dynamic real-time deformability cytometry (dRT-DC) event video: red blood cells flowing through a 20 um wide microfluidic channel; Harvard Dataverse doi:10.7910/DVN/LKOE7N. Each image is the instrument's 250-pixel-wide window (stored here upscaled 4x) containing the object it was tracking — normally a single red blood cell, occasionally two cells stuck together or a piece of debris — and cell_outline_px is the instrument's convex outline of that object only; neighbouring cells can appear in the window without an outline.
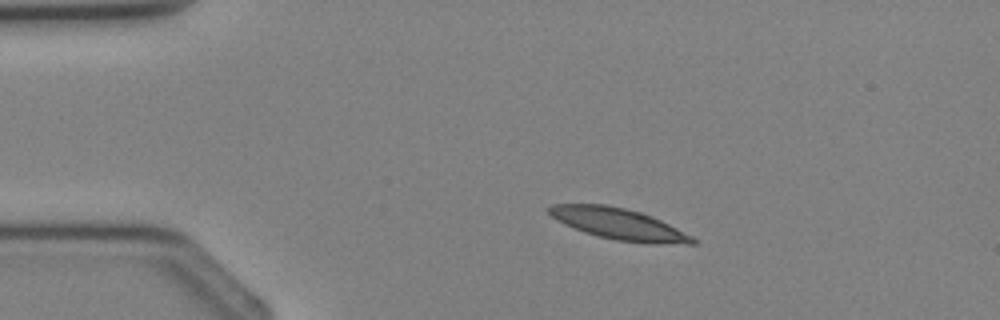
{"species": "Egyptian fruit bat (a non-hibernating species)", "species_latin": "Rousettus aegyptiacus", "temperature_condition": "cold", "stored_images_in_passage": 2, "camera_frame_rate_fps": 3000, "um_per_image_px": 0.085, "animal": {"sex": "female"}, "frame": {"image": 1, "passage_image": 1, "time_ms": 0.0, "image_size_px": [1000, 320], "cell_outline_px": [[696, 244], [688, 244], [616, 240], [584, 232], [564, 224], [556, 220], [544, 208], [552, 204], [604, 204], [624, 208], [640, 212], [652, 216], [692, 236], [696, 240]], "centroid_in_image_um": [52.51, 19.0], "position_along_channel_um": 32.5, "area_um2": 25.55}}